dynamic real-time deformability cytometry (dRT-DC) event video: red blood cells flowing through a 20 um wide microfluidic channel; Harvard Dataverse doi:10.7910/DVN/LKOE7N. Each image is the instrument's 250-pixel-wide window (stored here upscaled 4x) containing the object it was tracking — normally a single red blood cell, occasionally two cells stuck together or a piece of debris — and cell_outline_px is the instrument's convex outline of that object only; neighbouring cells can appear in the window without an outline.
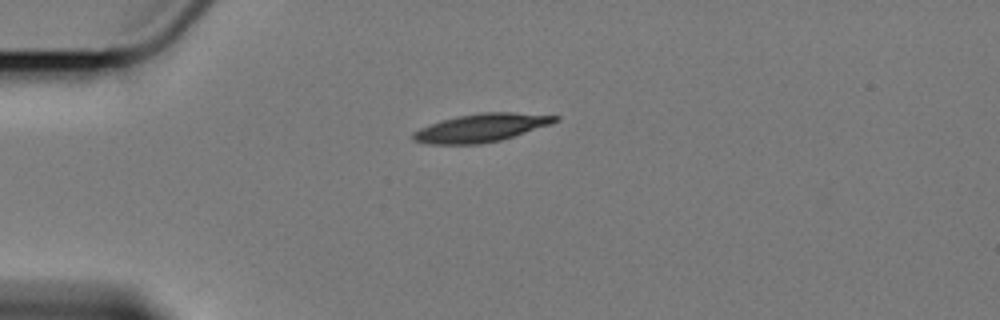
{"species": "Egyptian fruit bat (a non-hibernating species)", "species_latin": "Rousettus aegyptiacus", "temperature_condition": "cold", "stored_images_in_passage": 3, "camera_frame_rate_fps": 3000, "um_per_image_px": 0.085, "animal": {"sex": "female"}, "frame": {"image": 1, "passage_image": 1, "time_ms": 0.0, "image_size_px": [1000, 320], "cell_outline_px": [[560, 120], [552, 124], [500, 140], [480, 144], [428, 144], [412, 140], [412, 132], [420, 128], [440, 120], [456, 116], [480, 112], [516, 112], [560, 116]], "centroid_in_image_um": [40.9, 10.85], "position_along_channel_um": 44.1, "area_um2": 23.47}}
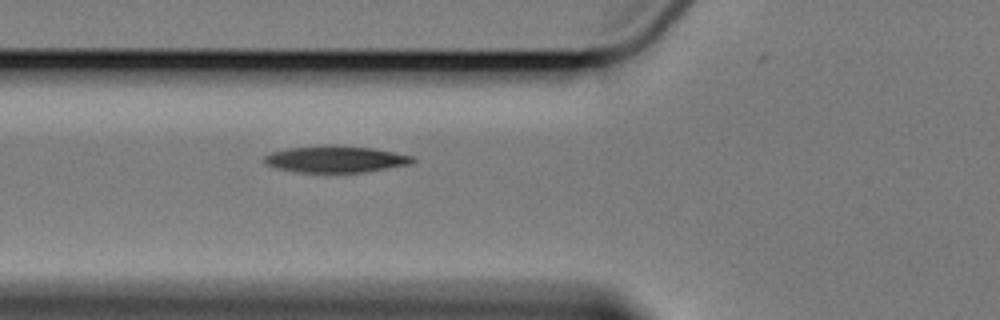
{"frame": {"image": 2, "passage_image": 3, "time_ms": 2.333, "image_size_px": [1000, 320], "cell_outline_px": [[416, 160], [408, 164], [364, 172], [296, 172], [276, 168], [268, 164], [264, 160], [264, 156], [272, 152], [288, 148], [324, 144], [336, 144], [372, 148], [412, 156]], "centroid_in_image_um": [28.49, 13.51], "position_along_channel_um": 97.3, "area_um2": 22.95}}